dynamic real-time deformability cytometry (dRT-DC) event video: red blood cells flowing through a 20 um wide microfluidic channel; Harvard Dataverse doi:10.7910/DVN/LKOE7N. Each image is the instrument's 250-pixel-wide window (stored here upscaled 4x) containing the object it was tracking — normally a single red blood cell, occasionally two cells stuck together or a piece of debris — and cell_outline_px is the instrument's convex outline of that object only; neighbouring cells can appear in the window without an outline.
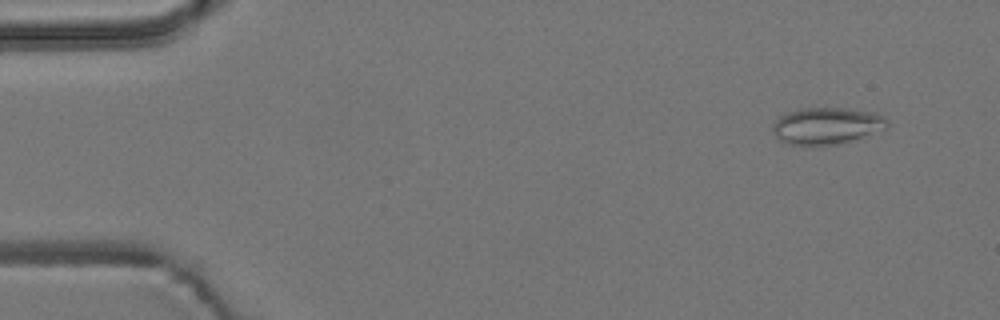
{"species": "common noctule bat (a hibernating species)", "species_latin": "Nyctalus noctula", "temperature_condition": "room temperature", "stored_images_in_passage": 6, "camera_frame_rate_fps": 3000, "um_per_image_px": 0.085, "animal": {"sex": "male", "body_mass_g": 19.2, "forearm_length_mm": 51.8}, "frame": {"image": 1, "passage_image": 1, "time_ms": 0.0, "image_size_px": [1000, 320], "cell_outline_px": [[888, 128], [836, 144], [820, 148], [812, 148], [788, 144], [780, 140], [776, 136], [772, 128], [772, 124], [784, 112], [800, 108], [844, 108], [876, 112], [884, 116], [888, 120]], "centroid_in_image_um": [70.23, 10.71], "position_along_channel_um": 14.8, "area_um2": 25.14}}
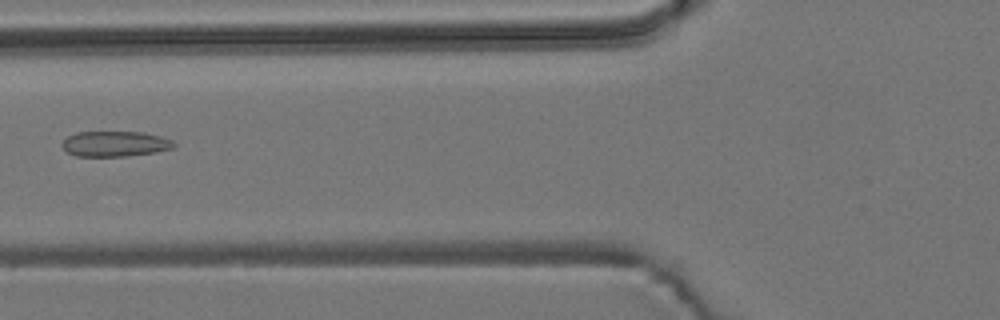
{"frame": {"image": 2, "passage_image": 5, "time_ms": 1.333, "image_size_px": [1000, 320], "cell_outline_px": [[176, 148], [156, 152], [128, 156], [76, 156], [68, 152], [64, 148], [64, 140], [68, 136], [76, 132], [144, 132], [160, 136], [172, 140], [176, 144]], "centroid_in_image_um": [9.84, 12.22], "position_along_channel_um": 116.0, "area_um2": 16.53}}
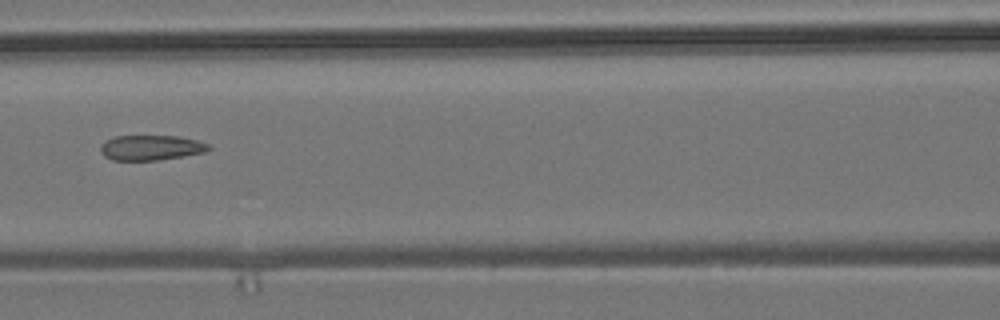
{"frame": {"image": 3, "passage_image": 6, "time_ms": 1.667, "image_size_px": [1000, 320], "cell_outline_px": [[212, 148], [204, 152], [160, 160], [112, 160], [104, 156], [100, 152], [100, 144], [116, 136], [180, 136], [196, 140], [208, 144]], "centroid_in_image_um": [12.82, 12.55], "position_along_channel_um": 153.8, "area_um2": 15.78}}